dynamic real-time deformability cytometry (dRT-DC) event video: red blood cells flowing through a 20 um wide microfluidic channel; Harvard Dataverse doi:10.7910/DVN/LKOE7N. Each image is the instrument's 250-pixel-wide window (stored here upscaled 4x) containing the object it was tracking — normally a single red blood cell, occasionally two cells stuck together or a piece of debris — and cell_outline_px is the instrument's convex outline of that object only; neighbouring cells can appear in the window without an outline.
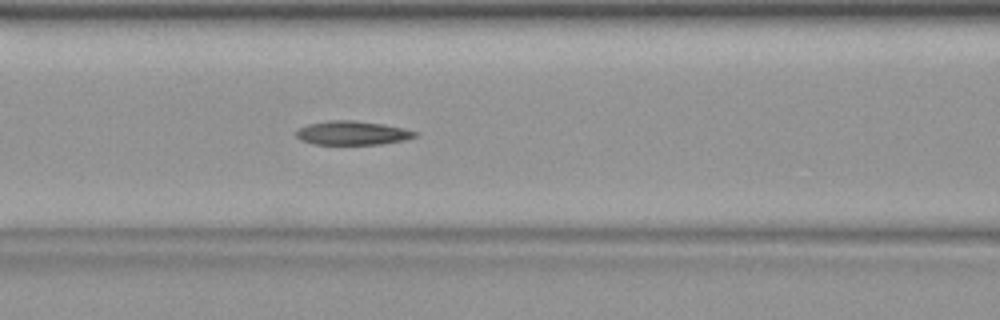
{"species": "common noctule bat (a hibernating species)", "species_latin": "Nyctalus noctula", "temperature_condition": "warm", "stored_images_in_passage": 42, "camera_frame_rate_fps": 3000, "um_per_image_px": 0.085, "animal": {"sex": "female", "body_mass_g": 19.9}, "frame": {"image": 1, "passage_image": 18, "time_ms": 5.667, "image_size_px": [1000, 320], "cell_outline_px": [[416, 136], [404, 140], [380, 144], [312, 144], [300, 140], [296, 136], [296, 132], [300, 128], [308, 124], [328, 120], [352, 120], [380, 124], [404, 128], [416, 132]], "centroid_in_image_um": [29.91, 11.3], "position_along_channel_um": 136.7, "area_um2": 16.36}}
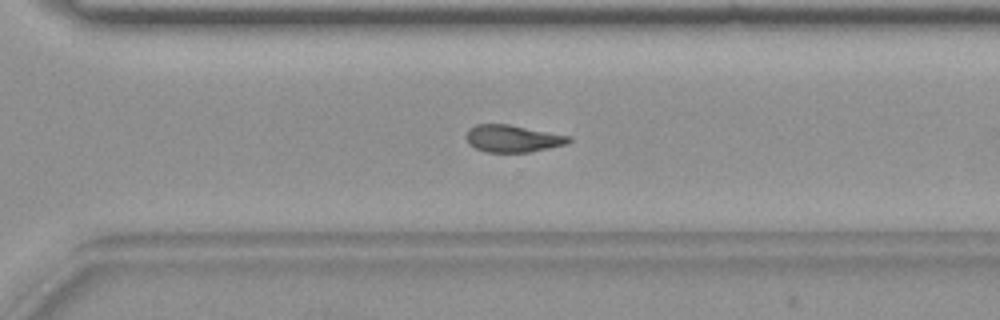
{"frame": {"image": 2, "passage_image": 30, "time_ms": 9.667, "image_size_px": [1000, 320], "cell_outline_px": [[572, 140], [568, 144], [528, 152], [484, 152], [468, 144], [464, 136], [468, 128], [476, 124], [508, 124], [572, 136]], "centroid_in_image_um": [43.56, 11.77], "position_along_channel_um": 327.0, "area_um2": 16.47}}
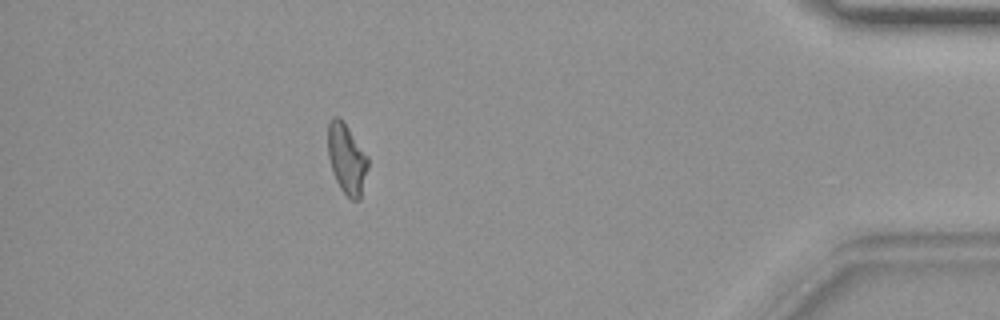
{"frame": {"image": 3, "passage_image": 38, "time_ms": 12.333, "image_size_px": [1000, 320], "cell_outline_px": [[368, 168], [360, 200], [352, 200], [340, 188], [332, 172], [328, 156], [328, 120], [332, 116], [340, 116], [368, 156]], "centroid_in_image_um": [29.46, 13.47], "position_along_channel_um": 405.7, "area_um2": 16.53}}